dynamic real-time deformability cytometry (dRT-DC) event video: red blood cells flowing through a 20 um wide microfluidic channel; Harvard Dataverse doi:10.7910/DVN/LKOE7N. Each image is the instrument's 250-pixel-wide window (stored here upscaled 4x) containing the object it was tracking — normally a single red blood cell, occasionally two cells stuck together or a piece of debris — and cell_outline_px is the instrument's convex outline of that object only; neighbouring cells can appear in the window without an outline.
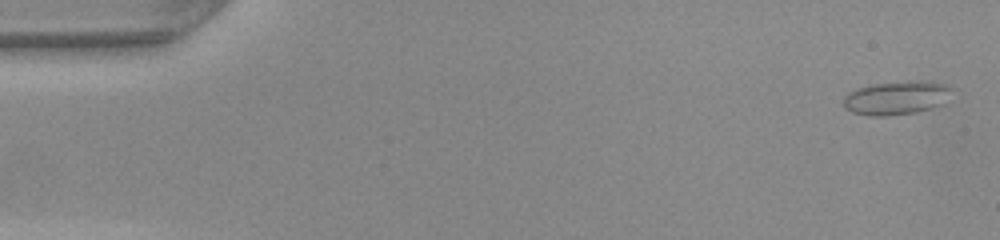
{"species": "common noctule bat (a hibernating species)", "species_latin": "Nyctalus noctula", "temperature_condition": "warm", "stored_images_in_passage": 9, "camera_frame_rate_fps": 3000, "um_per_image_px": 0.085, "animal": {"sex": "female", "body_mass_g": 22.0, "forearm_length_mm": 56.7}, "frame": {"image": 1, "passage_image": 2, "time_ms": 0.333, "image_size_px": [1000, 240], "cell_outline_px": [[952, 88], [944, 104], [932, 108], [916, 112], [888, 116], [868, 116], [852, 112], [844, 108], [844, 96], [848, 92], [856, 88], [872, 84], [920, 80], [932, 80], [948, 84]], "centroid_in_image_um": [76.22, 8.31], "position_along_channel_um": 8.8, "area_um2": 21.62}}